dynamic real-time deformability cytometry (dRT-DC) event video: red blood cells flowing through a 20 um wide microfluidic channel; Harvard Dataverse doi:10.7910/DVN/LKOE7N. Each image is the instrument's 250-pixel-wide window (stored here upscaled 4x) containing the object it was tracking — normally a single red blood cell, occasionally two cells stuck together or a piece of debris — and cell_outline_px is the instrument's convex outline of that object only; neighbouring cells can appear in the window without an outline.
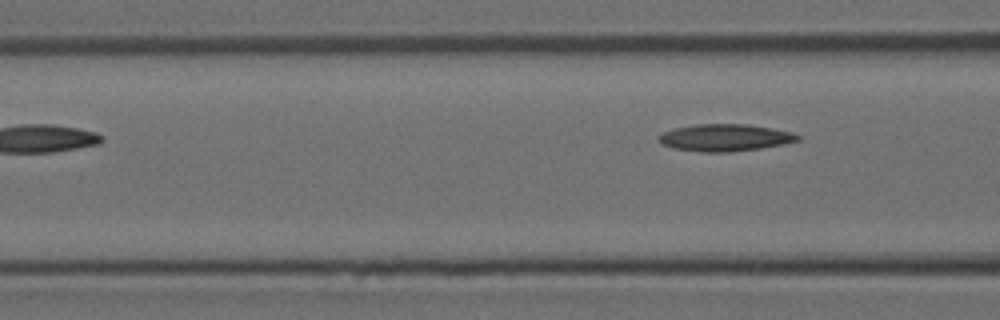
{"species": "Egyptian fruit bat (a non-hibernating species)", "species_latin": "Rousettus aegyptiacus", "temperature_condition": "room temperature", "stored_images_in_passage": 8, "camera_frame_rate_fps": 3000, "um_per_image_px": 0.085, "animal": {"sex": "female"}, "frame": {"image": 1, "passage_image": 7, "time_ms": 2.0, "image_size_px": [1000, 320], "cell_outline_px": [[800, 140], [784, 144], [760, 148], [728, 152], [700, 152], [672, 148], [660, 144], [660, 136], [664, 132], [672, 128], [696, 124], [748, 124], [772, 128], [792, 132], [800, 136]], "centroid_in_image_um": [61.62, 11.7], "position_along_channel_um": 105.0, "area_um2": 21.96}}
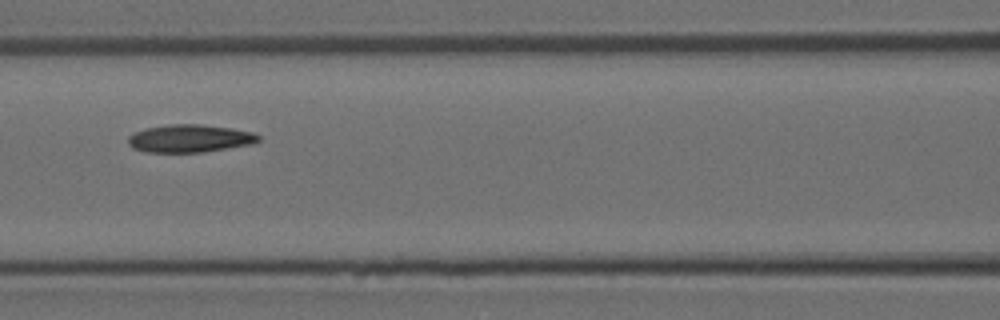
{"frame": {"image": 2, "passage_image": 8, "time_ms": 2.333, "image_size_px": [1000, 320], "cell_outline_px": [[260, 140], [252, 144], [204, 152], [148, 152], [132, 148], [128, 144], [128, 136], [144, 128], [168, 124], [200, 124], [232, 128], [252, 132], [260, 136]], "centroid_in_image_um": [16.12, 11.76], "position_along_channel_um": 150.5, "area_um2": 21.15}}